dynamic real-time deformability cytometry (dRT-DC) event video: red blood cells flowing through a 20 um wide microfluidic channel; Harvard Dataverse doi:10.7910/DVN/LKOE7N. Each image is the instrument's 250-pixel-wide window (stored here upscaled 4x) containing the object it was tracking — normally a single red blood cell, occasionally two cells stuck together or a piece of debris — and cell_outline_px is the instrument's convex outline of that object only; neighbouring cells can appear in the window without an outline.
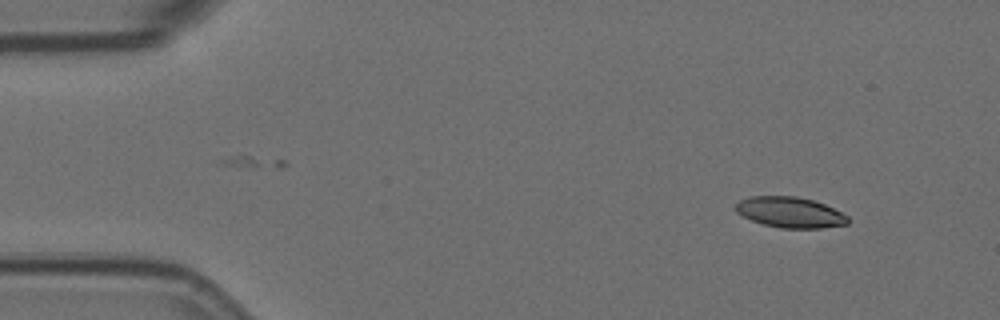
{"species": "Egyptian fruit bat (a non-hibernating species)", "species_latin": "Rousettus aegyptiacus", "temperature_condition": "room temperature", "stored_images_in_passage": 4, "camera_frame_rate_fps": 3000, "um_per_image_px": 0.085, "animal": {"sex": "female"}, "frame": {"image": 1, "passage_image": 1, "time_ms": 0.0, "image_size_px": [1000, 320], "cell_outline_px": [[848, 224], [820, 228], [780, 228], [764, 224], [752, 220], [736, 212], [736, 204], [740, 200], [748, 196], [796, 196], [812, 200], [824, 204], [848, 216]], "centroid_in_image_um": [67.15, 18.04], "position_along_channel_um": 17.9, "area_um2": 19.88}}
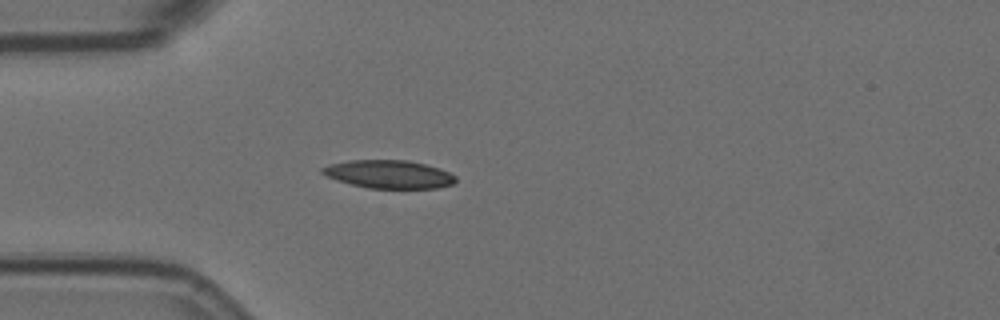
{"frame": {"image": 2, "passage_image": 4, "time_ms": 1.0, "image_size_px": [1000, 320], "cell_outline_px": [[456, 180], [452, 184], [436, 188], [368, 188], [336, 180], [320, 172], [320, 168], [328, 164], [348, 160], [408, 160], [440, 168], [456, 176]], "centroid_in_image_um": [33.03, 14.8], "position_along_channel_um": 52.0, "area_um2": 21.85}}